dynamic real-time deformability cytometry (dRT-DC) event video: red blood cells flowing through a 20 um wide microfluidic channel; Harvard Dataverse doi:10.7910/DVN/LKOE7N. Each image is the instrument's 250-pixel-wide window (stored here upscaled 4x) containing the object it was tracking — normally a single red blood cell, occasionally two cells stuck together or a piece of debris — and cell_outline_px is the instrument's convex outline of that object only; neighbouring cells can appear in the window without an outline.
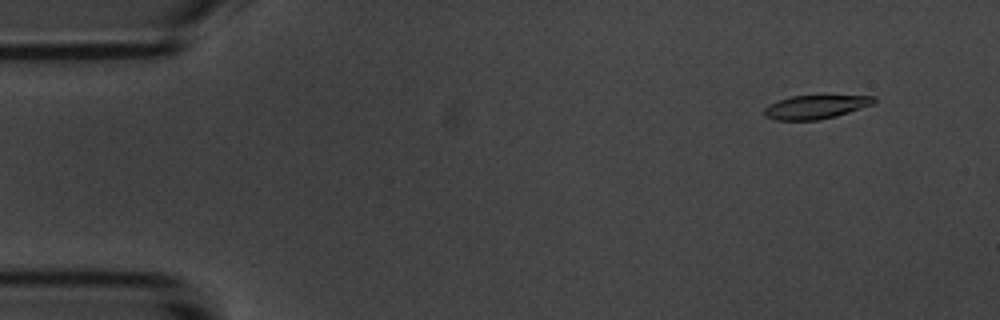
{"species": "common noctule bat (a hibernating species)", "species_latin": "Nyctalus noctula", "temperature_condition": "room temperature", "stored_images_in_passage": 4, "camera_frame_rate_fps": 3000, "um_per_image_px": 0.085, "animal": {"sex": "male", "body_mass_g": 20.1, "forearm_length_mm": 53.5}, "frame": {"image": 1, "passage_image": 1, "time_ms": 0.0, "image_size_px": [1000, 320], "cell_outline_px": [[876, 100], [872, 104], [836, 116], [820, 120], [776, 120], [764, 116], [764, 108], [768, 104], [792, 96], [876, 96]], "centroid_in_image_um": [69.28, 9.1], "position_along_channel_um": 15.7, "area_um2": 14.91}}
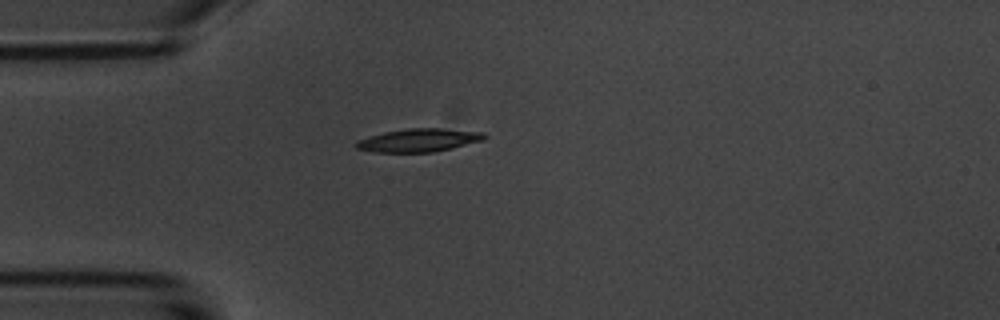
{"frame": {"image": 2, "passage_image": 3, "time_ms": 3.333, "image_size_px": [1000, 320], "cell_outline_px": [[488, 136], [484, 140], [432, 152], [372, 152], [356, 148], [356, 140], [384, 132], [408, 128], [440, 128], [484, 132]], "centroid_in_image_um": [35.6, 11.91], "position_along_channel_um": 49.4, "area_um2": 17.22}}